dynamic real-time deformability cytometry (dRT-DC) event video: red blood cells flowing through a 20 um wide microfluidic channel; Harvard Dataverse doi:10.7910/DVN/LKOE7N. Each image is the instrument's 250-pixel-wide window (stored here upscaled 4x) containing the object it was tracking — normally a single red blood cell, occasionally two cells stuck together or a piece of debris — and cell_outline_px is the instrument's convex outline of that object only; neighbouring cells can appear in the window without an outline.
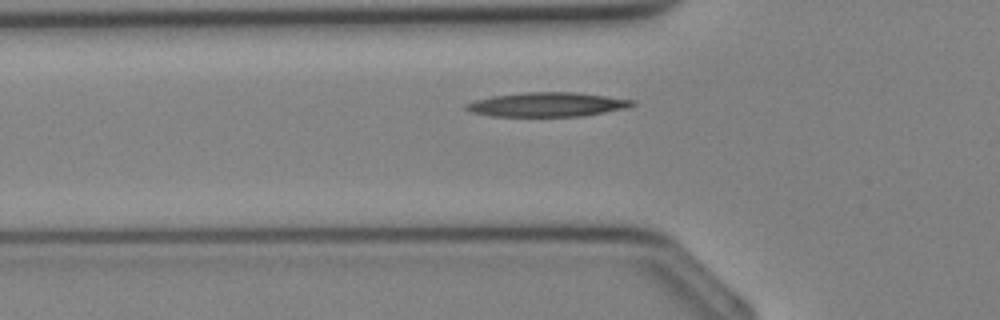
{"species": "Egyptian fruit bat (a non-hibernating species)", "species_latin": "Rousettus aegyptiacus", "temperature_condition": "cold", "stored_images_in_passage": 24, "camera_frame_rate_fps": 3000, "um_per_image_px": 0.085, "animal": {"sex": "female"}, "frame": {"image": 1, "passage_image": 3, "time_ms": 0.667, "image_size_px": [1000, 320], "cell_outline_px": [[636, 104], [628, 108], [584, 116], [492, 116], [472, 112], [464, 108], [464, 104], [476, 100], [492, 96], [524, 92], [576, 92], [636, 100]], "centroid_in_image_um": [46.55, 8.88], "position_along_channel_um": 79.2, "area_um2": 23.58}}
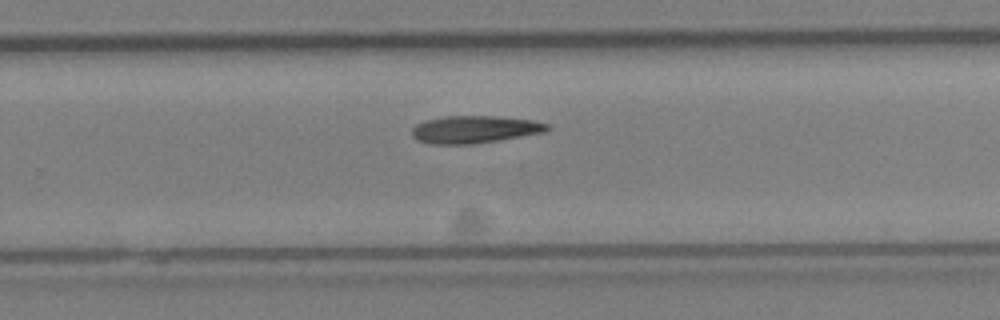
{"frame": {"image": 2, "passage_image": 14, "time_ms": 4.333, "image_size_px": [1000, 320], "cell_outline_px": [[552, 128], [544, 132], [472, 144], [432, 144], [420, 140], [412, 136], [412, 128], [416, 124], [428, 120], [448, 116], [496, 116], [532, 120], [548, 124]], "centroid_in_image_um": [40.35, 10.99], "position_along_channel_um": 289.4, "area_um2": 21.27}}
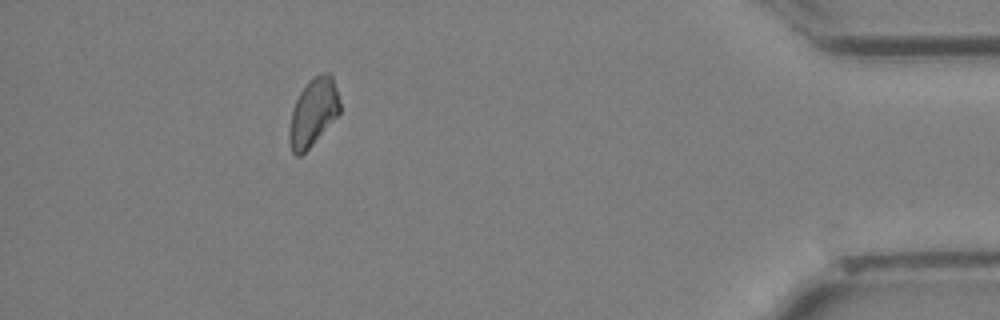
{"frame": {"image": 3, "passage_image": 23, "time_ms": 7.333, "image_size_px": [1000, 320], "cell_outline_px": [[340, 112], [312, 144], [300, 156], [296, 156], [292, 152], [288, 144], [288, 132], [292, 108], [300, 92], [308, 80], [312, 76], [324, 72], [328, 72], [332, 76], [336, 88], [340, 104]], "centroid_in_image_um": [26.58, 9.53], "position_along_channel_um": 408.6, "area_um2": 19.88}}